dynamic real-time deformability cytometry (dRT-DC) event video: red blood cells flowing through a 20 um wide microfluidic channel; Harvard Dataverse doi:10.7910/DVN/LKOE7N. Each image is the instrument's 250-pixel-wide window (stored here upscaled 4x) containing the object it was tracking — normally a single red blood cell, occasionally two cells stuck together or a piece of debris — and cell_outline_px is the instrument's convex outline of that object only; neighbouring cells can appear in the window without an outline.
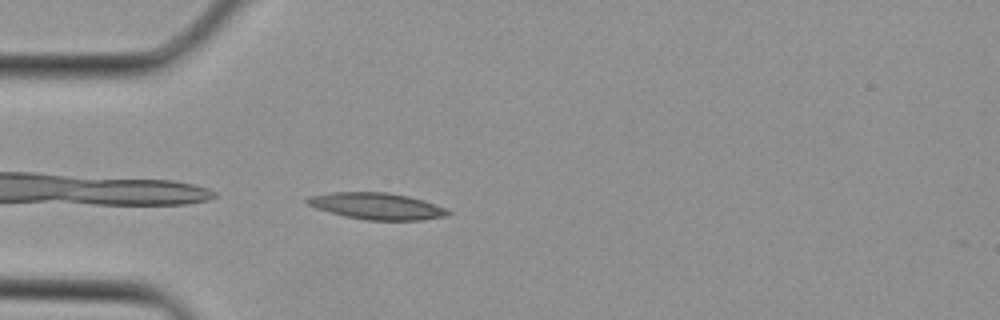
{"species": "Egyptian fruit bat (a non-hibernating species)", "species_latin": "Rousettus aegyptiacus", "temperature_condition": "cold", "stored_images_in_passage": 2, "camera_frame_rate_fps": 3000, "um_per_image_px": 0.085, "animal": {"sex": "female"}, "frame": {"image": 1, "passage_image": 2, "time_ms": 0.333, "image_size_px": [1000, 320], "cell_outline_px": [[452, 212], [448, 216], [424, 220], [368, 220], [344, 216], [316, 208], [308, 204], [304, 200], [308, 196], [336, 192], [388, 192], [408, 196], [444, 208]], "centroid_in_image_um": [32.01, 17.52], "position_along_channel_um": 53.0, "area_um2": 21.62}}